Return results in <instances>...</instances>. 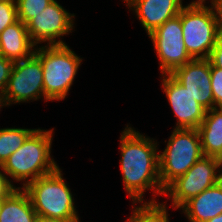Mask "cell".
<instances>
[{
  "label": "cell",
  "mask_w": 222,
  "mask_h": 222,
  "mask_svg": "<svg viewBox=\"0 0 222 222\" xmlns=\"http://www.w3.org/2000/svg\"><path fill=\"white\" fill-rule=\"evenodd\" d=\"M120 135V171L127 196L131 202H143L145 192L152 190L147 201H156L165 191L159 177V142L128 124Z\"/></svg>",
  "instance_id": "obj_1"
},
{
  "label": "cell",
  "mask_w": 222,
  "mask_h": 222,
  "mask_svg": "<svg viewBox=\"0 0 222 222\" xmlns=\"http://www.w3.org/2000/svg\"><path fill=\"white\" fill-rule=\"evenodd\" d=\"M54 128L36 130L23 145L12 153L0 166L14 188H25L30 182L55 171L59 165L51 156ZM11 178V179H9ZM22 182V187L13 184Z\"/></svg>",
  "instance_id": "obj_2"
},
{
  "label": "cell",
  "mask_w": 222,
  "mask_h": 222,
  "mask_svg": "<svg viewBox=\"0 0 222 222\" xmlns=\"http://www.w3.org/2000/svg\"><path fill=\"white\" fill-rule=\"evenodd\" d=\"M24 190L28 193L33 209L38 216L80 221L74 202V194L63 178L60 167L30 182Z\"/></svg>",
  "instance_id": "obj_3"
},
{
  "label": "cell",
  "mask_w": 222,
  "mask_h": 222,
  "mask_svg": "<svg viewBox=\"0 0 222 222\" xmlns=\"http://www.w3.org/2000/svg\"><path fill=\"white\" fill-rule=\"evenodd\" d=\"M34 55L41 61L45 98L50 101L66 99L83 59L69 45H42Z\"/></svg>",
  "instance_id": "obj_4"
},
{
  "label": "cell",
  "mask_w": 222,
  "mask_h": 222,
  "mask_svg": "<svg viewBox=\"0 0 222 222\" xmlns=\"http://www.w3.org/2000/svg\"><path fill=\"white\" fill-rule=\"evenodd\" d=\"M164 151L159 150V177L165 189L204 155L197 129L173 128Z\"/></svg>",
  "instance_id": "obj_5"
},
{
  "label": "cell",
  "mask_w": 222,
  "mask_h": 222,
  "mask_svg": "<svg viewBox=\"0 0 222 222\" xmlns=\"http://www.w3.org/2000/svg\"><path fill=\"white\" fill-rule=\"evenodd\" d=\"M183 42L193 59H208L220 38L214 9L184 6L180 11Z\"/></svg>",
  "instance_id": "obj_6"
},
{
  "label": "cell",
  "mask_w": 222,
  "mask_h": 222,
  "mask_svg": "<svg viewBox=\"0 0 222 222\" xmlns=\"http://www.w3.org/2000/svg\"><path fill=\"white\" fill-rule=\"evenodd\" d=\"M216 157L203 156L188 171L172 181L164 191L173 209H180L188 200L220 181Z\"/></svg>",
  "instance_id": "obj_7"
},
{
  "label": "cell",
  "mask_w": 222,
  "mask_h": 222,
  "mask_svg": "<svg viewBox=\"0 0 222 222\" xmlns=\"http://www.w3.org/2000/svg\"><path fill=\"white\" fill-rule=\"evenodd\" d=\"M4 99L7 106L39 99L48 101L44 95L42 64L34 54L14 62Z\"/></svg>",
  "instance_id": "obj_8"
},
{
  "label": "cell",
  "mask_w": 222,
  "mask_h": 222,
  "mask_svg": "<svg viewBox=\"0 0 222 222\" xmlns=\"http://www.w3.org/2000/svg\"><path fill=\"white\" fill-rule=\"evenodd\" d=\"M74 17V13L68 12L57 0H54L26 24L32 43L36 47L42 43L47 46L66 45L61 37L73 32Z\"/></svg>",
  "instance_id": "obj_9"
},
{
  "label": "cell",
  "mask_w": 222,
  "mask_h": 222,
  "mask_svg": "<svg viewBox=\"0 0 222 222\" xmlns=\"http://www.w3.org/2000/svg\"><path fill=\"white\" fill-rule=\"evenodd\" d=\"M148 37L159 60L161 74H171L177 67L193 60L183 42L180 13L165 21Z\"/></svg>",
  "instance_id": "obj_10"
},
{
  "label": "cell",
  "mask_w": 222,
  "mask_h": 222,
  "mask_svg": "<svg viewBox=\"0 0 222 222\" xmlns=\"http://www.w3.org/2000/svg\"><path fill=\"white\" fill-rule=\"evenodd\" d=\"M161 86L177 119L176 129H197L207 110L171 74H161Z\"/></svg>",
  "instance_id": "obj_11"
},
{
  "label": "cell",
  "mask_w": 222,
  "mask_h": 222,
  "mask_svg": "<svg viewBox=\"0 0 222 222\" xmlns=\"http://www.w3.org/2000/svg\"><path fill=\"white\" fill-rule=\"evenodd\" d=\"M171 75L206 110L214 108L209 59H193L185 65L177 67Z\"/></svg>",
  "instance_id": "obj_12"
},
{
  "label": "cell",
  "mask_w": 222,
  "mask_h": 222,
  "mask_svg": "<svg viewBox=\"0 0 222 222\" xmlns=\"http://www.w3.org/2000/svg\"><path fill=\"white\" fill-rule=\"evenodd\" d=\"M183 0H123L133 11L149 36L165 21L179 15L185 5Z\"/></svg>",
  "instance_id": "obj_13"
},
{
  "label": "cell",
  "mask_w": 222,
  "mask_h": 222,
  "mask_svg": "<svg viewBox=\"0 0 222 222\" xmlns=\"http://www.w3.org/2000/svg\"><path fill=\"white\" fill-rule=\"evenodd\" d=\"M179 210L189 222H207L222 214V181L188 200Z\"/></svg>",
  "instance_id": "obj_14"
},
{
  "label": "cell",
  "mask_w": 222,
  "mask_h": 222,
  "mask_svg": "<svg viewBox=\"0 0 222 222\" xmlns=\"http://www.w3.org/2000/svg\"><path fill=\"white\" fill-rule=\"evenodd\" d=\"M35 48L27 26L19 19L0 33V54L8 60L17 62L30 58Z\"/></svg>",
  "instance_id": "obj_15"
},
{
  "label": "cell",
  "mask_w": 222,
  "mask_h": 222,
  "mask_svg": "<svg viewBox=\"0 0 222 222\" xmlns=\"http://www.w3.org/2000/svg\"><path fill=\"white\" fill-rule=\"evenodd\" d=\"M37 217L31 199L23 188H14L0 201V222H36Z\"/></svg>",
  "instance_id": "obj_16"
},
{
  "label": "cell",
  "mask_w": 222,
  "mask_h": 222,
  "mask_svg": "<svg viewBox=\"0 0 222 222\" xmlns=\"http://www.w3.org/2000/svg\"><path fill=\"white\" fill-rule=\"evenodd\" d=\"M197 130L203 155L217 157L222 152V107L207 110Z\"/></svg>",
  "instance_id": "obj_17"
},
{
  "label": "cell",
  "mask_w": 222,
  "mask_h": 222,
  "mask_svg": "<svg viewBox=\"0 0 222 222\" xmlns=\"http://www.w3.org/2000/svg\"><path fill=\"white\" fill-rule=\"evenodd\" d=\"M138 203L140 206H136ZM132 204V214L125 222H170L166 201H143Z\"/></svg>",
  "instance_id": "obj_18"
},
{
  "label": "cell",
  "mask_w": 222,
  "mask_h": 222,
  "mask_svg": "<svg viewBox=\"0 0 222 222\" xmlns=\"http://www.w3.org/2000/svg\"><path fill=\"white\" fill-rule=\"evenodd\" d=\"M36 129L0 128V166Z\"/></svg>",
  "instance_id": "obj_19"
},
{
  "label": "cell",
  "mask_w": 222,
  "mask_h": 222,
  "mask_svg": "<svg viewBox=\"0 0 222 222\" xmlns=\"http://www.w3.org/2000/svg\"><path fill=\"white\" fill-rule=\"evenodd\" d=\"M17 16L25 25L54 0H15Z\"/></svg>",
  "instance_id": "obj_20"
},
{
  "label": "cell",
  "mask_w": 222,
  "mask_h": 222,
  "mask_svg": "<svg viewBox=\"0 0 222 222\" xmlns=\"http://www.w3.org/2000/svg\"><path fill=\"white\" fill-rule=\"evenodd\" d=\"M18 20L15 0L0 1V33Z\"/></svg>",
  "instance_id": "obj_21"
},
{
  "label": "cell",
  "mask_w": 222,
  "mask_h": 222,
  "mask_svg": "<svg viewBox=\"0 0 222 222\" xmlns=\"http://www.w3.org/2000/svg\"><path fill=\"white\" fill-rule=\"evenodd\" d=\"M211 87L214 98V108L222 107V69L211 63Z\"/></svg>",
  "instance_id": "obj_22"
},
{
  "label": "cell",
  "mask_w": 222,
  "mask_h": 222,
  "mask_svg": "<svg viewBox=\"0 0 222 222\" xmlns=\"http://www.w3.org/2000/svg\"><path fill=\"white\" fill-rule=\"evenodd\" d=\"M14 62L0 54V93L4 94Z\"/></svg>",
  "instance_id": "obj_23"
},
{
  "label": "cell",
  "mask_w": 222,
  "mask_h": 222,
  "mask_svg": "<svg viewBox=\"0 0 222 222\" xmlns=\"http://www.w3.org/2000/svg\"><path fill=\"white\" fill-rule=\"evenodd\" d=\"M208 59L215 67L222 69V37L217 40Z\"/></svg>",
  "instance_id": "obj_24"
},
{
  "label": "cell",
  "mask_w": 222,
  "mask_h": 222,
  "mask_svg": "<svg viewBox=\"0 0 222 222\" xmlns=\"http://www.w3.org/2000/svg\"><path fill=\"white\" fill-rule=\"evenodd\" d=\"M13 189L14 187L10 184L6 175L0 168V201L3 200Z\"/></svg>",
  "instance_id": "obj_25"
},
{
  "label": "cell",
  "mask_w": 222,
  "mask_h": 222,
  "mask_svg": "<svg viewBox=\"0 0 222 222\" xmlns=\"http://www.w3.org/2000/svg\"><path fill=\"white\" fill-rule=\"evenodd\" d=\"M213 9L217 19L219 36L222 37V0H219Z\"/></svg>",
  "instance_id": "obj_26"
},
{
  "label": "cell",
  "mask_w": 222,
  "mask_h": 222,
  "mask_svg": "<svg viewBox=\"0 0 222 222\" xmlns=\"http://www.w3.org/2000/svg\"><path fill=\"white\" fill-rule=\"evenodd\" d=\"M206 1L207 0H193L189 4H187L186 6L201 7V8L209 7V8L213 9L215 7V5L218 3L219 0H210V1H207V2ZM209 2H210V4H209ZM206 3L209 4V5L207 6Z\"/></svg>",
  "instance_id": "obj_27"
},
{
  "label": "cell",
  "mask_w": 222,
  "mask_h": 222,
  "mask_svg": "<svg viewBox=\"0 0 222 222\" xmlns=\"http://www.w3.org/2000/svg\"><path fill=\"white\" fill-rule=\"evenodd\" d=\"M36 222H80V221H66V220H59V219H52V218L38 216Z\"/></svg>",
  "instance_id": "obj_28"
},
{
  "label": "cell",
  "mask_w": 222,
  "mask_h": 222,
  "mask_svg": "<svg viewBox=\"0 0 222 222\" xmlns=\"http://www.w3.org/2000/svg\"><path fill=\"white\" fill-rule=\"evenodd\" d=\"M218 161L219 175L222 181V152L216 157Z\"/></svg>",
  "instance_id": "obj_29"
},
{
  "label": "cell",
  "mask_w": 222,
  "mask_h": 222,
  "mask_svg": "<svg viewBox=\"0 0 222 222\" xmlns=\"http://www.w3.org/2000/svg\"><path fill=\"white\" fill-rule=\"evenodd\" d=\"M207 222H222V214L213 217L212 219L208 220Z\"/></svg>",
  "instance_id": "obj_30"
},
{
  "label": "cell",
  "mask_w": 222,
  "mask_h": 222,
  "mask_svg": "<svg viewBox=\"0 0 222 222\" xmlns=\"http://www.w3.org/2000/svg\"><path fill=\"white\" fill-rule=\"evenodd\" d=\"M6 107L7 105H6V102H5V99H4V94H1L0 93V109L2 108V107ZM1 111V110H0Z\"/></svg>",
  "instance_id": "obj_31"
}]
</instances>
